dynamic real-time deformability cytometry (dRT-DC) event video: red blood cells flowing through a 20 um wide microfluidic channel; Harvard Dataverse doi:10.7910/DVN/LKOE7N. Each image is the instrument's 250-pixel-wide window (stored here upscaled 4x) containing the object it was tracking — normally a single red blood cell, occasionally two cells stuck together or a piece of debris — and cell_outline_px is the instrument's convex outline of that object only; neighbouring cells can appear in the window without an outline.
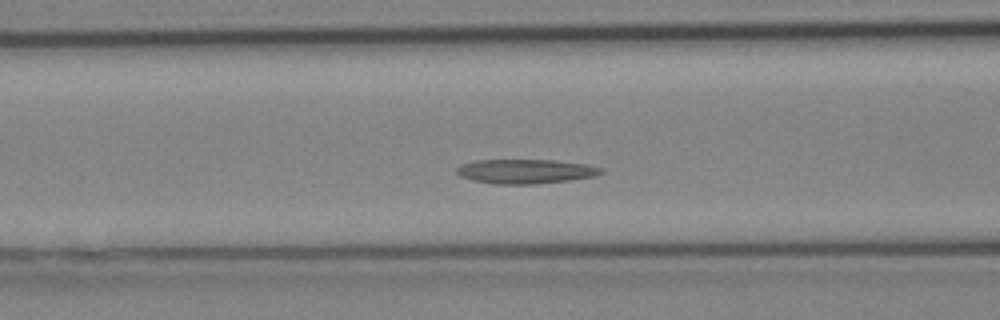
{"species": "Egyptian fruit bat (a non-hibernating species)", "species_latin": "Rousettus aegyptiacus", "temperature_condition": "cold", "stored_images_in_passage": 30, "camera_frame_rate_fps": 3000, "um_per_image_px": 0.085, "animal": {"sex": "female"}, "frame": {"image": 1, "passage_image": 10, "time_ms": 3.0, "image_size_px": [1000, 320], "cell_outline_px": [[604, 172], [596, 176], [568, 180], [532, 184], [496, 184], [472, 180], [460, 176], [456, 172], [456, 168], [464, 164], [476, 160], [556, 160], [584, 164], [600, 168]], "centroid_in_image_um": [44.65, 14.56], "position_along_channel_um": 121.9, "area_um2": 20.29}}
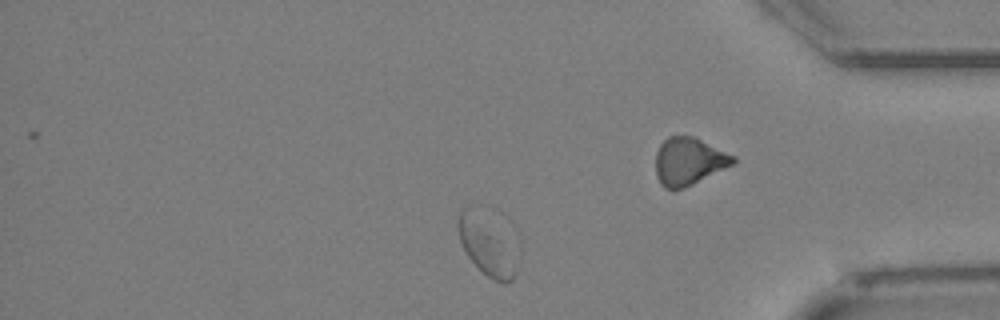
{"frame": {"image": 2, "passage_image": 24, "time_ms": 7.667, "image_size_px": [1000, 320], "cell_outline_px": [[516, 272], [512, 280], [504, 284], [492, 280], [468, 256], [460, 240], [456, 224], [460, 212], [464, 208], [500, 240], [516, 268]], "centroid_in_image_um": [41.22, 21.15], "position_along_channel_um": 394.0, "area_um2": 16.24}}
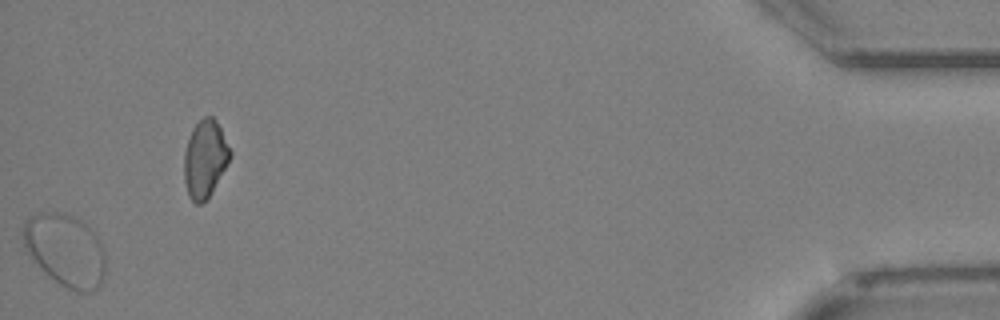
{"frame": {"image": 3, "passage_image": 29, "time_ms": 9.333, "image_size_px": [1000, 320], "cell_outline_px": [[104, 272], [100, 284], [92, 292], [76, 292], [60, 284], [44, 272], [28, 256], [24, 244], [24, 224], [32, 216], [40, 212], [56, 212], [72, 216], [80, 220], [100, 240], [104, 248]], "centroid_in_image_um": [5.55, 21.29], "position_along_channel_um": 429.6, "area_um2": 34.39}}